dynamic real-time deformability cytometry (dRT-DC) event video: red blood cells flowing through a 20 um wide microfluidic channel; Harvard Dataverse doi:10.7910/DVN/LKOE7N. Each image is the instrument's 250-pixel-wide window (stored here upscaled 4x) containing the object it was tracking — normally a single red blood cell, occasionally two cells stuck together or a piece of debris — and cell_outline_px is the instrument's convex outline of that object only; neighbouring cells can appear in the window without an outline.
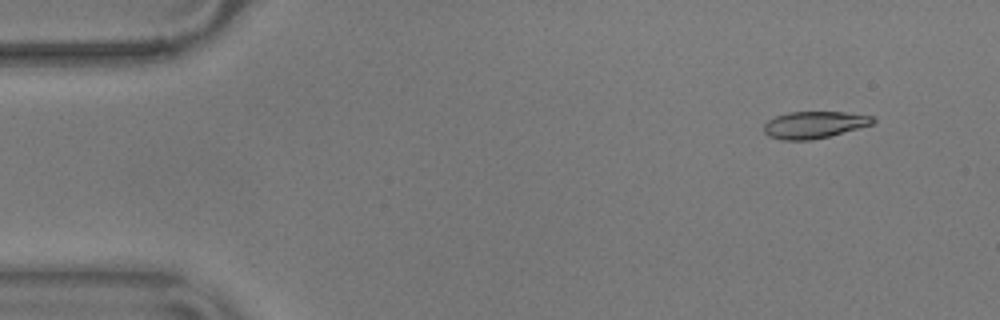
{"species": "common noctule bat (a hibernating species)", "species_latin": "Nyctalus noctula", "temperature_condition": "warm", "stored_images_in_passage": 56, "camera_frame_rate_fps": 3000, "um_per_image_px": 0.085, "animal": {"sex": "male", "body_mass_g": 17.9}, "frame": {"image": 1, "passage_image": 5, "time_ms": 1.333, "image_size_px": [1000, 320], "cell_outline_px": [[876, 120], [872, 124], [828, 136], [812, 140], [784, 140], [768, 136], [764, 132], [764, 124], [768, 120], [776, 116], [788, 112], [844, 112], [872, 116]], "centroid_in_image_um": [69.17, 10.6], "position_along_channel_um": 15.8, "area_um2": 16.94}}
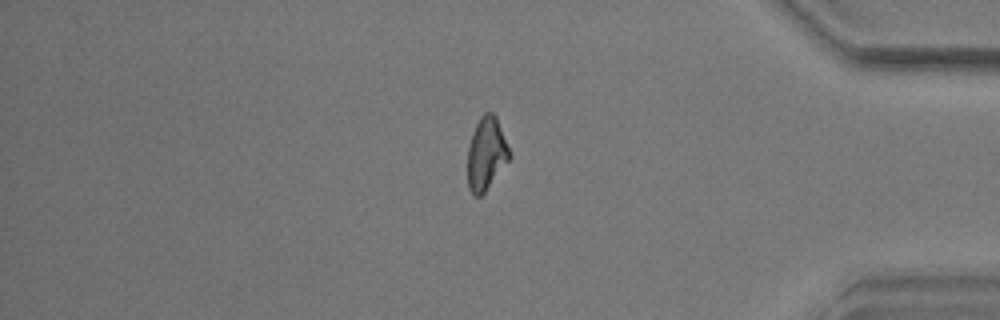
{"frame": {"image": 2, "passage_image": 47, "time_ms": 15.333, "image_size_px": [1000, 320], "cell_outline_px": [[512, 156], [484, 192], [480, 196], [472, 196], [468, 188], [468, 144], [472, 132], [480, 116], [484, 112], [492, 112], [496, 116]], "centroid_in_image_um": [41.32, 13.05], "position_along_channel_um": 393.9, "area_um2": 17.74}}
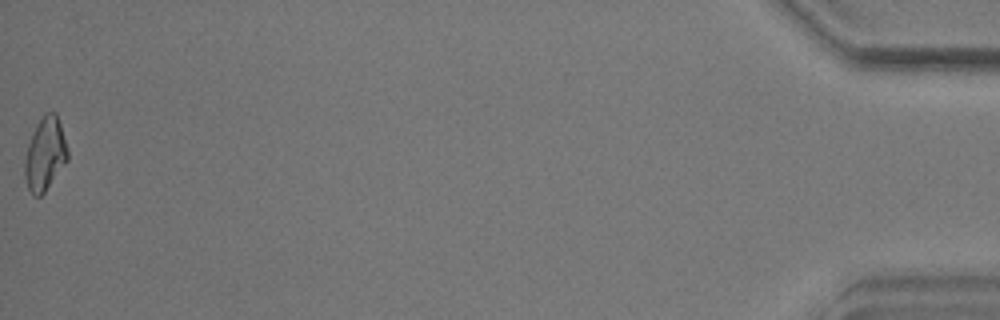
{"frame": {"image": 3, "passage_image": 56, "time_ms": 18.333, "image_size_px": [1000, 320], "cell_outline_px": [[68, 160], [44, 192], [40, 196], [32, 196], [28, 188], [24, 176], [24, 160], [28, 144], [36, 124], [44, 112], [56, 112], [60, 124], [68, 152]], "centroid_in_image_um": [3.81, 13.09], "position_along_channel_um": 431.4, "area_um2": 18.21}, "authors_computed_cell_mechanics": {"area_um2": 17.918, "velocity_mm_per_s": 3.6003, "shape_relaxation_time_tau1_ms": 3.3585, "shape_relaxation_time_tau2_ms": 5.6379, "deformation_change_tau1": 0.1309, "deformation_change_tau2": 0.122}}